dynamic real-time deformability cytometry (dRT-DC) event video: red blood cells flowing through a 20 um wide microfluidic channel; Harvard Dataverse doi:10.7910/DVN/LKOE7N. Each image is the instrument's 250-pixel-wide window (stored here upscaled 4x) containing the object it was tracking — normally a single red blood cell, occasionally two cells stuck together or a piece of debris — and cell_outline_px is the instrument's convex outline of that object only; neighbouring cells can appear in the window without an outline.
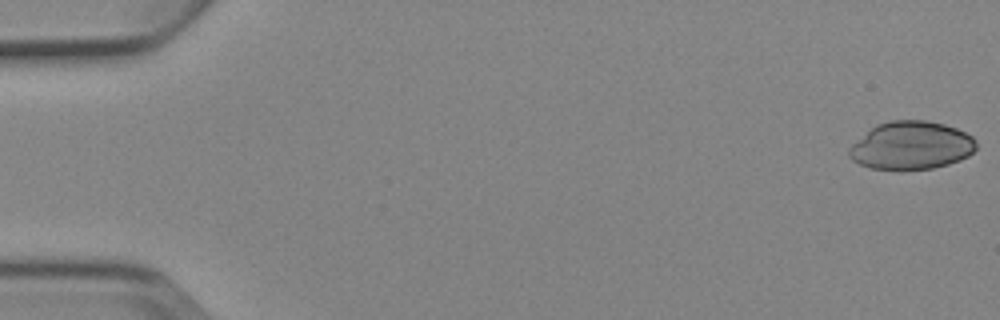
{"species": "Egyptian fruit bat (a non-hibernating species)", "species_latin": "Rousettus aegyptiacus", "temperature_condition": "cold", "stored_images_in_passage": 6, "camera_frame_rate_fps": 3000, "um_per_image_px": 0.085, "animal": {"sex": "female"}, "frame": {"image": 1, "passage_image": 1, "time_ms": 0.0, "image_size_px": [1000, 320], "cell_outline_px": [[976, 148], [968, 156], [960, 160], [948, 164], [932, 168], [872, 168], [860, 164], [852, 160], [848, 156], [848, 148], [852, 144], [876, 124], [888, 120], [924, 120], [944, 124], [956, 128], [972, 136], [976, 140]], "centroid_in_image_um": [77.46, 12.34], "position_along_channel_um": 7.5, "area_um2": 35.26}}